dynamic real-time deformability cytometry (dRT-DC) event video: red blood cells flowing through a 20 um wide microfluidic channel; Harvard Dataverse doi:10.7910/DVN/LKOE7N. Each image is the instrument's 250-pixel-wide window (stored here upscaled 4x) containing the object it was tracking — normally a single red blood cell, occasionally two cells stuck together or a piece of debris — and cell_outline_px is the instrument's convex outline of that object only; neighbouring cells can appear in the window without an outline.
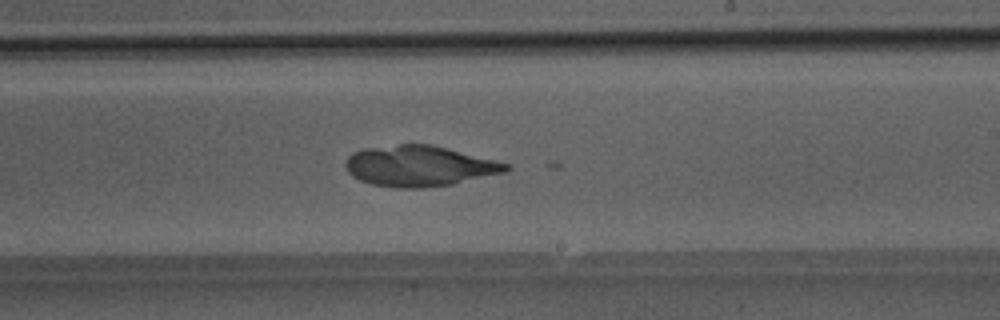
{"species": "Egyptian fruit bat (a non-hibernating species)", "species_latin": "Rousettus aegyptiacus", "temperature_condition": "room temperature", "stored_images_in_passage": 36, "camera_frame_rate_fps": 3000, "um_per_image_px": 0.085, "animal": {"sex": "male"}, "frame": {"image": 1, "passage_image": 29, "time_ms": 9.333, "image_size_px": [1000, 320], "cell_outline_px": [[512, 168], [504, 172], [452, 184], [424, 188], [396, 188], [372, 184], [360, 180], [352, 176], [348, 172], [344, 164], [348, 156], [352, 152], [364, 148], [400, 144], [432, 144], [508, 164]], "centroid_in_image_um": [35.58, 14.11], "position_along_channel_um": 253.4, "area_um2": 37.86}}